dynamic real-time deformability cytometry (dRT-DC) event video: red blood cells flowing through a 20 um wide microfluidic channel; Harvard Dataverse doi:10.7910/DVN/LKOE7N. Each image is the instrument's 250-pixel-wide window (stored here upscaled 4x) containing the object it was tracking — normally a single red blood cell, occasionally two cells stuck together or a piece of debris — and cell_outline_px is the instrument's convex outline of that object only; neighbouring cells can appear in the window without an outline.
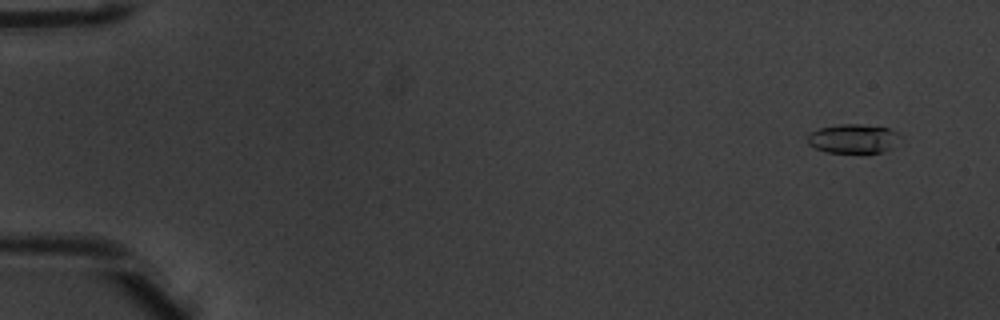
{"species": "common noctule bat (a hibernating species)", "species_latin": "Nyctalus noctula", "temperature_condition": "warm", "stored_images_in_passage": 5, "camera_frame_rate_fps": 3000, "um_per_image_px": 0.085, "animal": {"sex": "male", "body_mass_g": 20.1, "forearm_length_mm": 53.5}, "frame": {"image": 1, "passage_image": 1, "time_ms": 0.0, "image_size_px": [1000, 320], "cell_outline_px": [[900, 136], [892, 148], [884, 152], [828, 152], [816, 148], [808, 144], [808, 132], [820, 128], [840, 124], [860, 124], [888, 128], [896, 132]], "centroid_in_image_um": [72.51, 11.78], "position_along_channel_um": 12.5, "area_um2": 15.55}}